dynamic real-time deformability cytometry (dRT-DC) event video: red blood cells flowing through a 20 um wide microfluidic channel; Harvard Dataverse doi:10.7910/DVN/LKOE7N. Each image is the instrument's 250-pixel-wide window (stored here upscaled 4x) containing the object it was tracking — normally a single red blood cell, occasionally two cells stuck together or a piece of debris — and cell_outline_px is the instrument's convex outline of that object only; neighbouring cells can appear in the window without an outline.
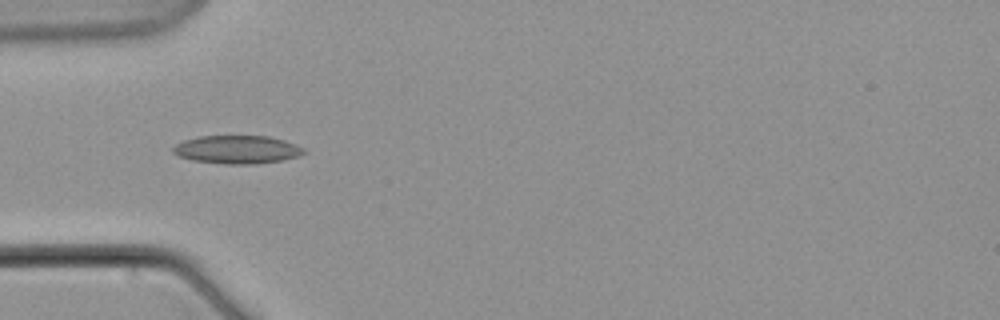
{"species": "common noctule bat (a hibernating species)", "species_latin": "Nyctalus noctula", "temperature_condition": "warm", "stored_images_in_passage": 8, "camera_frame_rate_fps": 3000, "um_per_image_px": 0.085, "animal": {"sex": "male", "body_mass_g": 21.5, "forearm_length_mm": 52.0}, "frame": {"image": 1, "passage_image": 6, "time_ms": 7.333, "image_size_px": [1000, 320], "cell_outline_px": [[308, 152], [300, 156], [280, 160], [256, 164], [224, 164], [192, 160], [180, 156], [172, 152], [172, 148], [176, 144], [184, 140], [200, 136], [268, 136], [284, 140], [296, 144], [304, 148]], "centroid_in_image_um": [20.18, 12.71], "position_along_channel_um": 64.8, "area_um2": 21.56}}
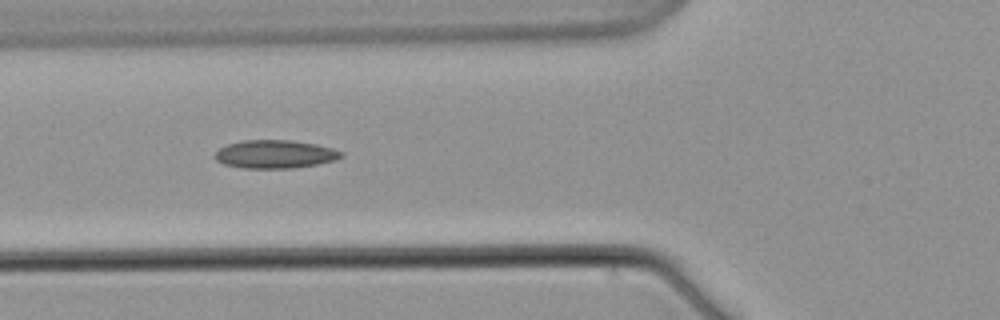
{"frame": {"image": 2, "passage_image": 7, "time_ms": 8.667, "image_size_px": [1000, 320], "cell_outline_px": [[344, 156], [336, 160], [316, 164], [292, 168], [244, 168], [224, 164], [216, 160], [216, 152], [220, 148], [228, 144], [244, 140], [288, 140], [316, 144], [332, 148], [344, 152]], "centroid_in_image_um": [23.41, 13.1], "position_along_channel_um": 102.4, "area_um2": 20.63}}